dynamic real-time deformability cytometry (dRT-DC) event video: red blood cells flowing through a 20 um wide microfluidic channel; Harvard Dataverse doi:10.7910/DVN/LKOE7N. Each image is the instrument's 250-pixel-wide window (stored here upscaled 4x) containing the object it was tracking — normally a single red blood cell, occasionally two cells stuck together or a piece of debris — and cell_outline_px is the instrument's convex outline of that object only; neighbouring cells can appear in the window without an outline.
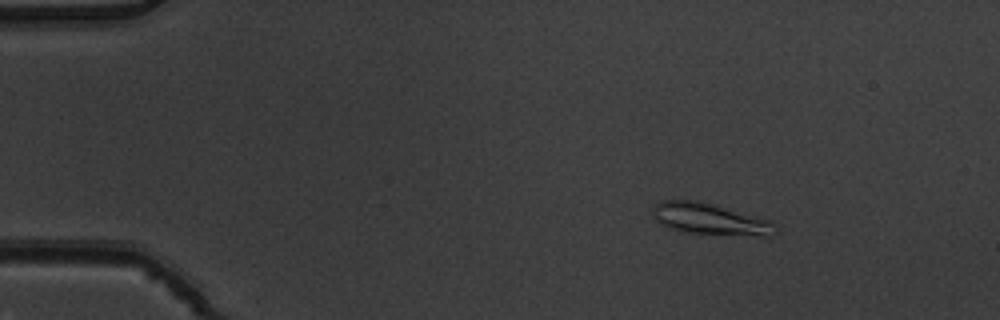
{"species": "common noctule bat (a hibernating species)", "species_latin": "Nyctalus noctula", "temperature_condition": "warm", "stored_images_in_passage": 5, "camera_frame_rate_fps": 3000, "um_per_image_px": 0.085, "animal": {"sex": "male", "body_mass_g": 19.5, "forearm_length_mm": 54.6}, "frame": {"image": 1, "passage_image": 3, "time_ms": 0.667, "image_size_px": [1000, 320], "cell_outline_px": [[776, 232], [772, 236], [760, 236], [680, 232], [668, 228], [660, 224], [652, 216], [652, 208], [660, 200], [696, 200], [712, 204], [772, 220]], "centroid_in_image_um": [60.31, 18.62], "position_along_channel_um": 24.7, "area_um2": 22.6}}